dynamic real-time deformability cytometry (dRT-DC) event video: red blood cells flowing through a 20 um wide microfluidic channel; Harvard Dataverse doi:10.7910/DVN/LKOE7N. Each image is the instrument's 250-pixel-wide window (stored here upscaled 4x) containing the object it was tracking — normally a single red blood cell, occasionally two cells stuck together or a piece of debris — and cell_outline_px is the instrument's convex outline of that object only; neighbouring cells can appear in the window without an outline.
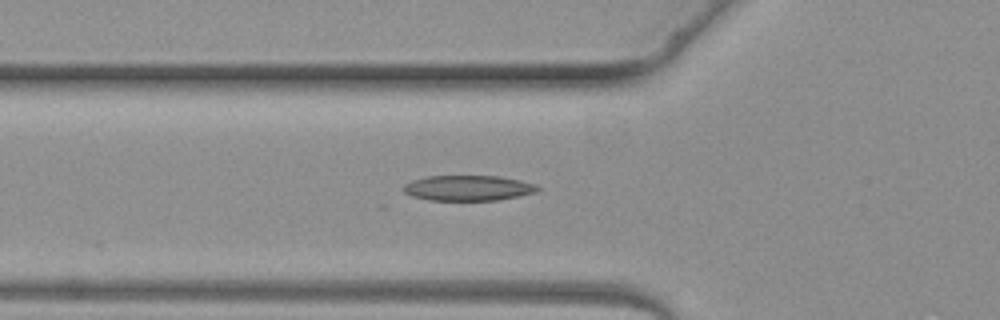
{"species": "common noctule bat (a hibernating species)", "species_latin": "Nyctalus noctula", "temperature_condition": "warm", "stored_images_in_passage": 4, "camera_frame_rate_fps": 3000, "um_per_image_px": 0.085, "animal": {"sex": "female", "body_mass_g": 19.3, "forearm_length_mm": 54.1}, "frame": {"image": 1, "passage_image": 4, "time_ms": 3.667, "image_size_px": [1000, 320], "cell_outline_px": [[540, 188], [536, 192], [496, 200], [428, 200], [412, 196], [404, 192], [400, 188], [404, 184], [412, 180], [428, 176], [496, 176], [520, 180], [532, 184]], "centroid_in_image_um": [39.71, 15.98], "position_along_channel_um": 86.1, "area_um2": 19.65}}